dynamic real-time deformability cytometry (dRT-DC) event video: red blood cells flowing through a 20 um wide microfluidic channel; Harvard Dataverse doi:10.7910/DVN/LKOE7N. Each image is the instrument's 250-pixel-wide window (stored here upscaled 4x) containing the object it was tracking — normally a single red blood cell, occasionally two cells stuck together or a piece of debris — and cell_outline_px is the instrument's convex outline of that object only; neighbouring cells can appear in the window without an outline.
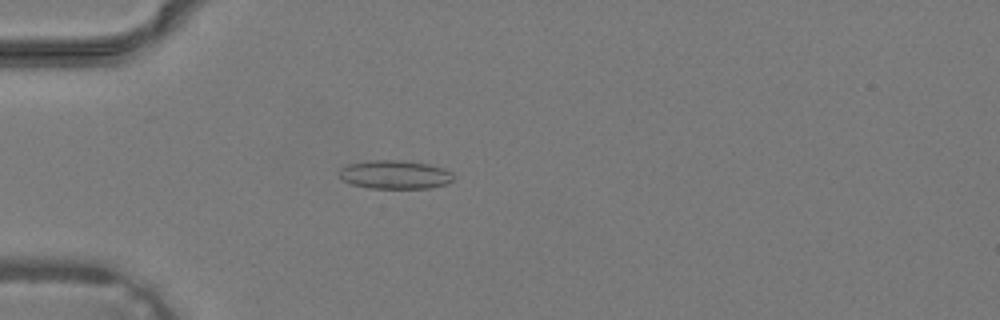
{"species": "common noctule bat (a hibernating species)", "species_latin": "Nyctalus noctula", "temperature_condition": "warm", "stored_images_in_passage": 38, "camera_frame_rate_fps": 3000, "um_per_image_px": 0.085, "animal": {"sex": "male", "body_mass_g": 19.2, "forearm_length_mm": 51.8}, "frame": {"image": 1, "passage_image": 12, "time_ms": 3.667, "image_size_px": [1000, 320], "cell_outline_px": [[452, 180], [448, 184], [428, 188], [368, 188], [352, 184], [344, 180], [336, 172], [340, 168], [348, 164], [368, 160], [404, 160], [428, 164], [444, 168], [452, 172]], "centroid_in_image_um": [33.55, 14.83], "position_along_channel_um": 51.4, "area_um2": 19.19}}
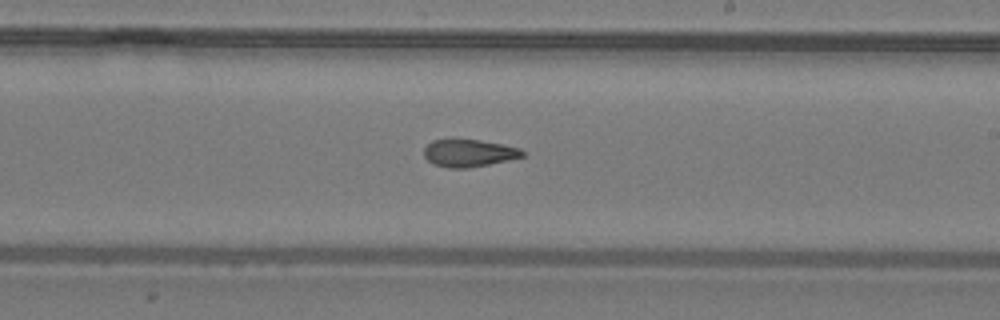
{"frame": {"image": 2, "passage_image": 24, "time_ms": 7.667, "image_size_px": [1000, 320], "cell_outline_px": [[524, 156], [508, 160], [468, 168], [448, 168], [432, 164], [424, 156], [424, 148], [432, 140], [480, 140], [520, 148], [524, 152]], "centroid_in_image_um": [39.83, 13.02], "position_along_channel_um": 249.2, "area_um2": 15.55}}
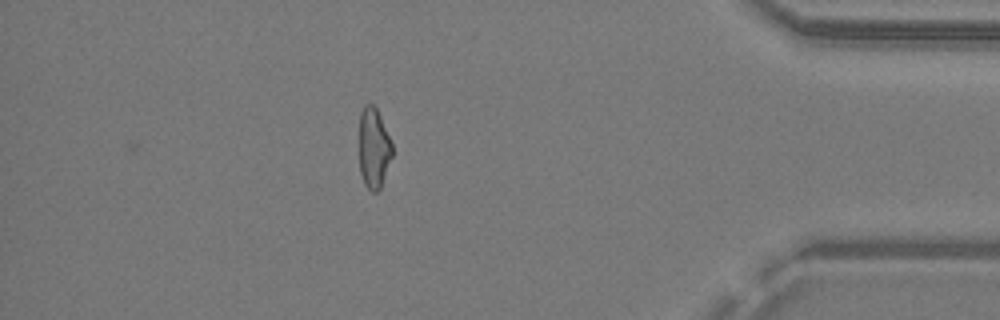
{"frame": {"image": 3, "passage_image": 35, "time_ms": 11.333, "image_size_px": [1000, 320], "cell_outline_px": [[392, 156], [380, 188], [376, 192], [372, 192], [364, 184], [360, 172], [360, 112], [364, 104], [372, 104], [376, 108], [380, 116], [392, 144]], "centroid_in_image_um": [31.76, 12.59], "position_along_channel_um": 403.4, "area_um2": 15.26}}